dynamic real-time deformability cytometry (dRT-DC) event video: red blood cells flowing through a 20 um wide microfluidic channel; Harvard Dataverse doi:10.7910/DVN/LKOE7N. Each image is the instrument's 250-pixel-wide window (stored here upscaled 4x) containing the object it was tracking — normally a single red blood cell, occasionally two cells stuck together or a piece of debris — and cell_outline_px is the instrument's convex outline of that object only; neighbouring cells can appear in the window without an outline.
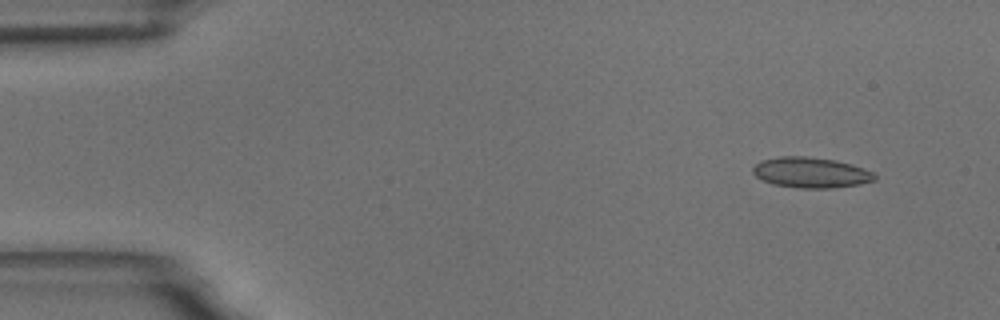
{"species": "common noctule bat (a hibernating species)", "species_latin": "Nyctalus noctula", "temperature_condition": "room temperature", "stored_images_in_passage": 4, "camera_frame_rate_fps": 3000, "um_per_image_px": 0.085, "animal": {"sex": "male", "body_mass_g": 18.8}, "frame": {"image": 1, "passage_image": 2, "time_ms": 1.333, "image_size_px": [1000, 320], "cell_outline_px": [[876, 180], [860, 184], [832, 188], [800, 188], [772, 184], [756, 176], [752, 172], [752, 168], [760, 160], [780, 156], [804, 156], [836, 160], [852, 164], [876, 172]], "centroid_in_image_um": [68.95, 14.66], "position_along_channel_um": 16.0, "area_um2": 21.85}}